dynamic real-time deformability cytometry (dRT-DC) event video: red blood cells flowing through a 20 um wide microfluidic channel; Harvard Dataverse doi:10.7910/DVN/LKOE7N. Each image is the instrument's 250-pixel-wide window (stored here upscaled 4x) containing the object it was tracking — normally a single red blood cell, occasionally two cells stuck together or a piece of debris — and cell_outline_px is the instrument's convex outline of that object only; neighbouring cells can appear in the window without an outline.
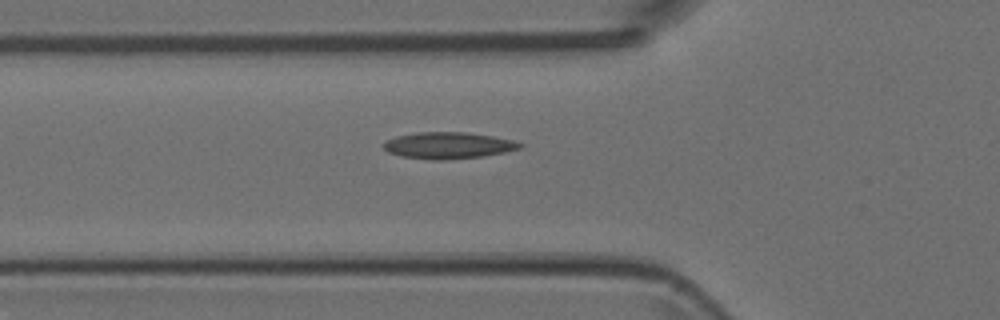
{"species": "Egyptian fruit bat (a non-hibernating species)", "species_latin": "Rousettus aegyptiacus", "temperature_condition": "room temperature", "stored_images_in_passage": 5, "camera_frame_rate_fps": 3000, "um_per_image_px": 0.085, "animal": {"sex": "female"}, "frame": {"image": 1, "passage_image": 5, "time_ms": 1.333, "image_size_px": [1000, 320], "cell_outline_px": [[524, 144], [520, 148], [504, 152], [484, 156], [444, 160], [432, 160], [400, 156], [388, 152], [384, 148], [384, 140], [396, 136], [416, 132], [464, 132], [492, 136], [516, 140]], "centroid_in_image_um": [38.09, 12.36], "position_along_channel_um": 87.7, "area_um2": 21.21}}